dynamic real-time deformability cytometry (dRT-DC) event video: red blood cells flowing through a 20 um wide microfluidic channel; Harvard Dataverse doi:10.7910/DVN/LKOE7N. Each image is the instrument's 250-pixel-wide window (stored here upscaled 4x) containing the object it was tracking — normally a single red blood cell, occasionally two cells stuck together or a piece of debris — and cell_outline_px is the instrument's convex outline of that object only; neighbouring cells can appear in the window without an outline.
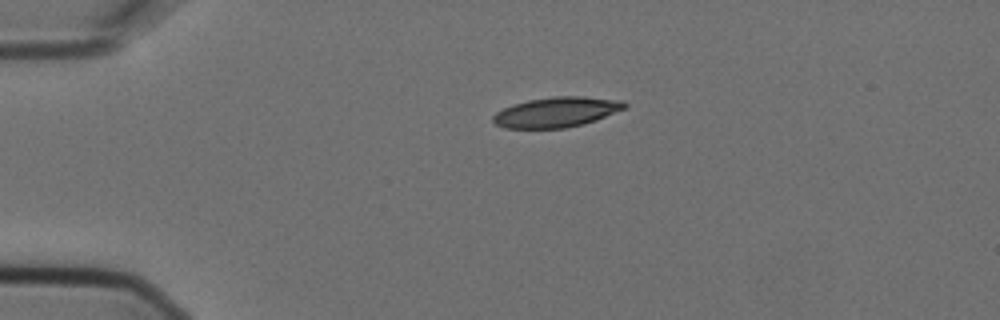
{"species": "Egyptian fruit bat (a non-hibernating species)", "species_latin": "Rousettus aegyptiacus", "temperature_condition": "cold", "stored_images_in_passage": 2, "camera_frame_rate_fps": 3000, "um_per_image_px": 0.085, "animal": {"sex": "female"}, "frame": {"image": 1, "passage_image": 1, "time_ms": 0.0, "image_size_px": [1000, 320], "cell_outline_px": [[628, 104], [624, 108], [596, 120], [584, 124], [564, 128], [504, 128], [496, 124], [492, 120], [492, 116], [496, 112], [512, 104], [528, 100], [556, 96], [584, 96], [624, 100]], "centroid_in_image_um": [47.3, 9.52], "position_along_channel_um": 37.7, "area_um2": 23.12}}